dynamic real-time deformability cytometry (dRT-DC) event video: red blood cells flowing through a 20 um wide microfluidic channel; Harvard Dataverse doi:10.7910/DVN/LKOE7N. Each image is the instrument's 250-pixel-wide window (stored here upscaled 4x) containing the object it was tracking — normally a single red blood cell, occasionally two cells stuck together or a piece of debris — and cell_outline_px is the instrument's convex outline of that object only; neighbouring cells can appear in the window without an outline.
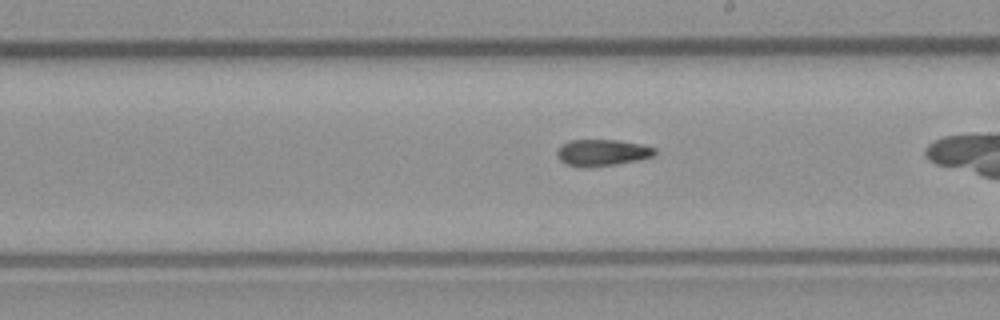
{"species": "common noctule bat (a hibernating species)", "species_latin": "Nyctalus noctula", "temperature_condition": "room temperature", "stored_images_in_passage": 36, "camera_frame_rate_fps": 3000, "um_per_image_px": 0.085, "animal": {"sex": "male", "body_mass_g": 23.1, "forearm_length_mm": 52.7}, "frame": {"image": 1, "passage_image": 26, "time_ms": 8.333, "image_size_px": [1000, 320], "cell_outline_px": [[656, 152], [652, 156], [636, 160], [616, 164], [584, 168], [564, 164], [556, 156], [556, 148], [560, 144], [568, 140], [616, 140], [640, 144], [656, 148]], "centroid_in_image_um": [51.09, 12.97], "position_along_channel_um": 237.9, "area_um2": 15.26}}